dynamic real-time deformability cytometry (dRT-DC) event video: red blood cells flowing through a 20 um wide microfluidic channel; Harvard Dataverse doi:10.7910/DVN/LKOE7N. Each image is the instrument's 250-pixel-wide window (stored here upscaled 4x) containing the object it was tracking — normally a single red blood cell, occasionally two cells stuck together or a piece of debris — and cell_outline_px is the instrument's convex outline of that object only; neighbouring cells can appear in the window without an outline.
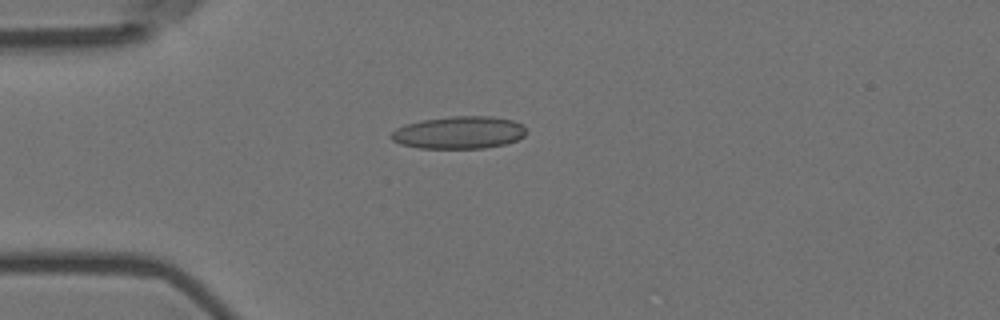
{"species": "Egyptian fruit bat (a non-hibernating species)", "species_latin": "Rousettus aegyptiacus", "temperature_condition": "room temperature", "stored_images_in_passage": 3, "camera_frame_rate_fps": 3000, "um_per_image_px": 0.085, "animal": {"sex": "female"}, "frame": {"image": 1, "passage_image": 1, "time_ms": 0.0, "image_size_px": [1000, 320], "cell_outline_px": [[524, 136], [516, 140], [504, 144], [484, 148], [416, 148], [400, 144], [392, 140], [388, 136], [396, 128], [404, 124], [420, 120], [452, 116], [492, 116], [512, 120], [520, 124], [524, 128]], "centroid_in_image_um": [38.94, 11.26], "position_along_channel_um": 46.1, "area_um2": 25.61}}
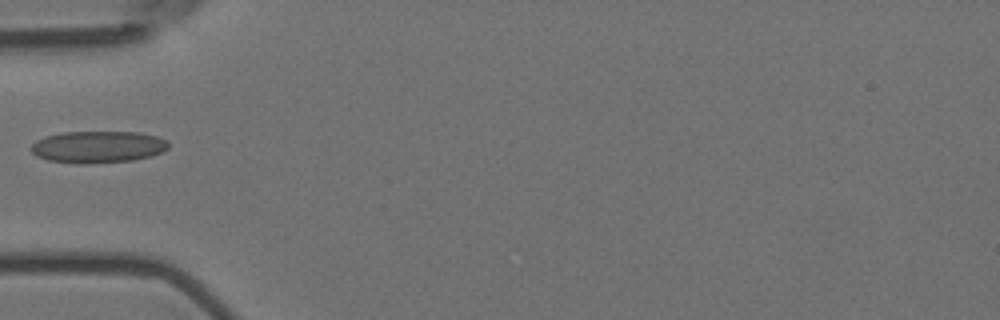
{"frame": {"image": 2, "passage_image": 2, "time_ms": 0.333, "image_size_px": [1000, 320], "cell_outline_px": [[168, 148], [152, 156], [132, 160], [88, 164], [76, 164], [48, 160], [36, 156], [32, 152], [32, 144], [36, 140], [44, 136], [64, 132], [140, 132], [156, 136], [164, 140], [168, 144]], "centroid_in_image_um": [8.29, 12.49], "position_along_channel_um": 76.7, "area_um2": 25.55}}
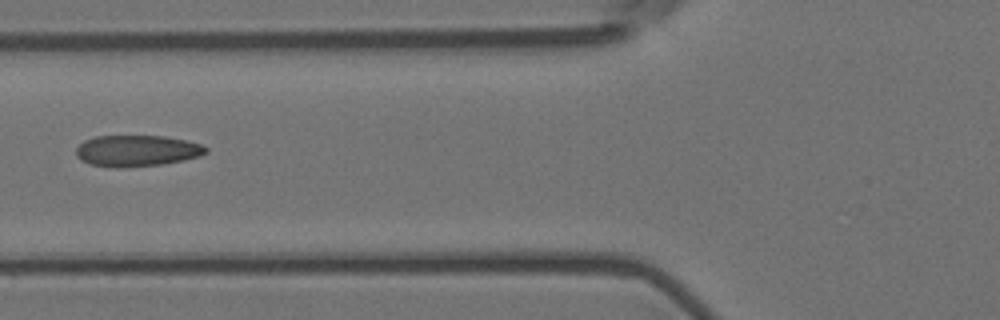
{"frame": {"image": 3, "passage_image": 3, "time_ms": 0.667, "image_size_px": [1000, 320], "cell_outline_px": [[208, 152], [200, 156], [184, 160], [160, 164], [116, 168], [92, 164], [80, 160], [76, 156], [76, 148], [84, 140], [96, 136], [164, 136], [184, 140], [200, 144], [208, 148]], "centroid_in_image_um": [11.62, 12.81], "position_along_channel_um": 114.2, "area_um2": 23.52}}